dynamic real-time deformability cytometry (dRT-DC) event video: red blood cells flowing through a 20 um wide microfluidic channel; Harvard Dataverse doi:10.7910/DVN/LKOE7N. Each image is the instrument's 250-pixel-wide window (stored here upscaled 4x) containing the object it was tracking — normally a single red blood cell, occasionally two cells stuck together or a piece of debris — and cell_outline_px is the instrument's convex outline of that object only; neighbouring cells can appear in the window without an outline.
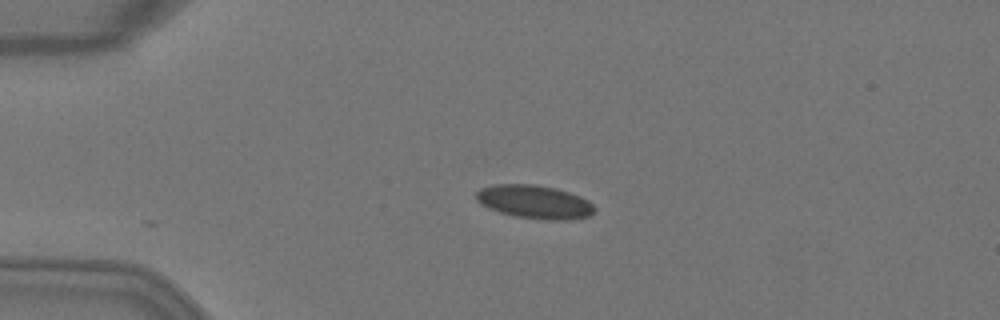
{"species": "Egyptian fruit bat (a non-hibernating species)", "species_latin": "Rousettus aegyptiacus", "temperature_condition": "warm", "stored_images_in_passage": 39, "camera_frame_rate_fps": 3000, "um_per_image_px": 0.085, "animal": {"sex": "female"}, "frame": {"image": 1, "passage_image": 1, "time_ms": 0.0, "image_size_px": [1000, 320], "cell_outline_px": [[596, 208], [588, 216], [564, 220], [544, 220], [512, 216], [488, 208], [480, 204], [476, 200], [476, 192], [480, 188], [492, 184], [536, 184], [556, 188], [580, 196], [588, 200]], "centroid_in_image_um": [45.39, 17.15], "position_along_channel_um": 39.6, "area_um2": 23.24}}
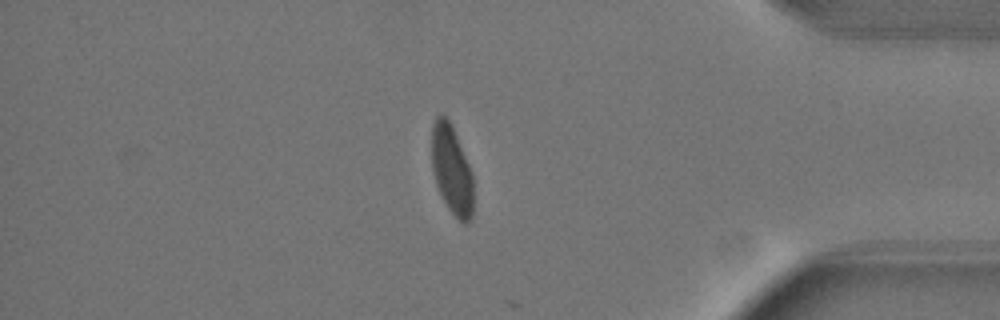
{"frame": {"image": 2, "passage_image": 32, "time_ms": 10.333, "image_size_px": [1000, 320], "cell_outline_px": [[472, 220], [468, 224], [464, 224], [448, 208], [436, 184], [432, 168], [432, 124], [436, 116], [444, 116], [452, 124], [472, 172]], "centroid_in_image_um": [38.4, 14.43], "position_along_channel_um": 396.8, "area_um2": 21.44}}
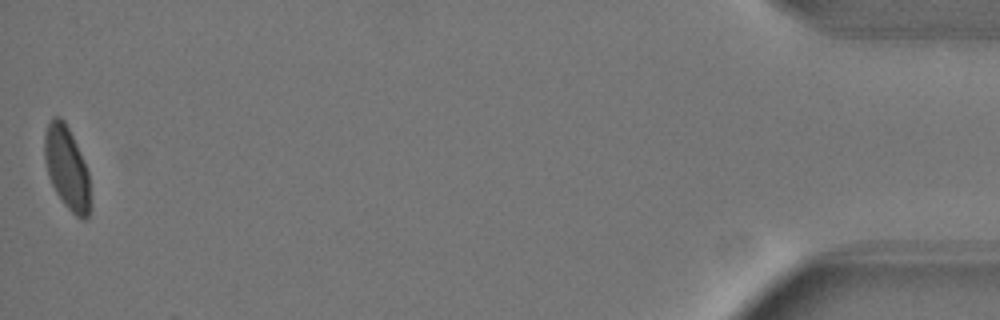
{"frame": {"image": 3, "passage_image": 39, "time_ms": 12.667, "image_size_px": [1000, 320], "cell_outline_px": [[92, 208], [88, 220], [80, 220], [64, 204], [56, 192], [52, 184], [44, 160], [44, 132], [52, 116], [60, 116], [64, 120], [84, 160], [88, 172]], "centroid_in_image_um": [5.71, 14.32], "position_along_channel_um": 429.5, "area_um2": 22.43}, "authors_computed_cell_mechanics": {"area_um2": 22.9466, "velocity_mm_per_s": 4.0527, "shape_relaxation_time_tau1_ms": 4.8131, "shape_relaxation_time_tau2_ms": null, "deformation_change_tau1": 0.1257, "deformation_change_tau2": null}}